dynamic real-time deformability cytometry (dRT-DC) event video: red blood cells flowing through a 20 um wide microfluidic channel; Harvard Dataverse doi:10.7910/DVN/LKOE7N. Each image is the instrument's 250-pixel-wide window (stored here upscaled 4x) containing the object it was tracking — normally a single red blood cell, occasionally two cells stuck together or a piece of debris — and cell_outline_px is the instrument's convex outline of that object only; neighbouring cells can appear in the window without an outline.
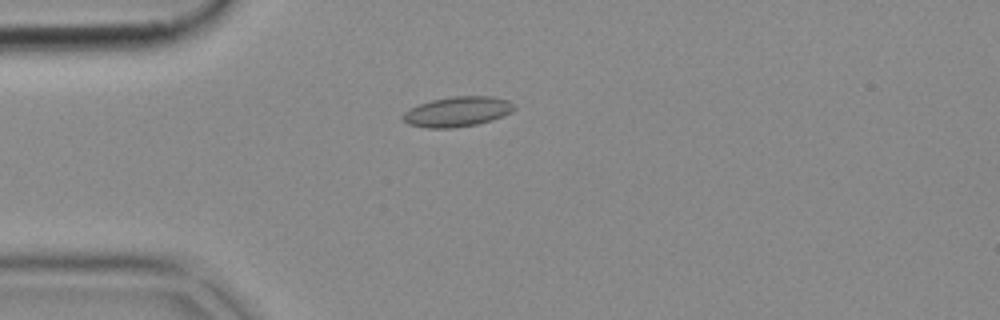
{"species": "common noctule bat (a hibernating species)", "species_latin": "Nyctalus noctula", "temperature_condition": "cold", "stored_images_in_passage": 53, "camera_frame_rate_fps": 3000, "um_per_image_px": 0.085, "animal": {"sex": "female", "body_mass_g": 18.4}, "frame": {"image": 1, "passage_image": 14, "time_ms": 4.333, "image_size_px": [1000, 320], "cell_outline_px": [[516, 108], [512, 112], [492, 120], [476, 124], [452, 128], [424, 128], [408, 124], [400, 116], [404, 112], [420, 104], [432, 100], [452, 96], [492, 96], [508, 100]], "centroid_in_image_um": [38.87, 9.49], "position_along_channel_um": 46.1, "area_um2": 19.42}}
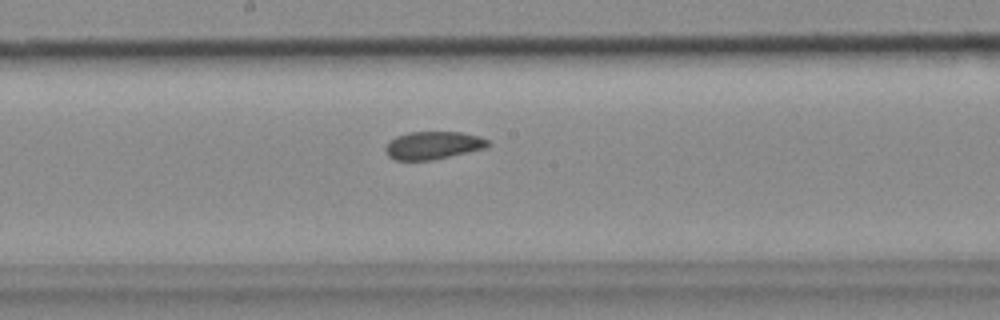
{"frame": {"image": 2, "passage_image": 28, "time_ms": 9.0, "image_size_px": [1000, 320], "cell_outline_px": [[492, 144], [484, 148], [432, 160], [396, 160], [388, 156], [384, 148], [388, 140], [396, 136], [408, 132], [460, 132], [480, 136], [488, 140]], "centroid_in_image_um": [36.78, 12.34], "position_along_channel_um": 211.4, "area_um2": 16.65}}
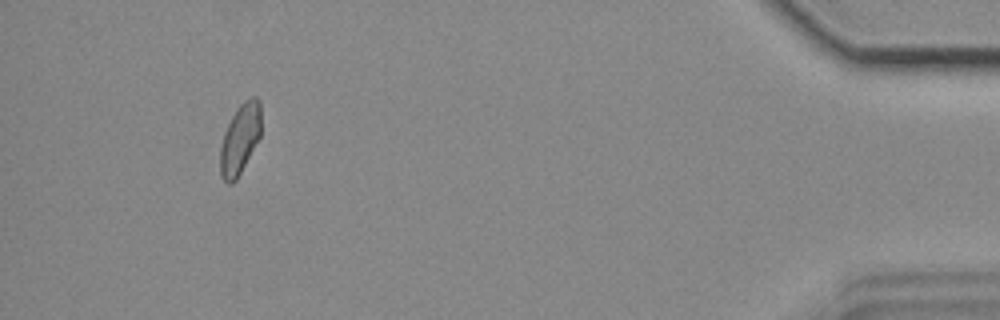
{"frame": {"image": 3, "passage_image": 49, "time_ms": 16.0, "image_size_px": [1000, 320], "cell_outline_px": [[260, 136], [236, 180], [232, 184], [228, 184], [220, 176], [220, 148], [224, 132], [236, 108], [244, 100], [252, 96], [256, 96], [260, 100]], "centroid_in_image_um": [20.39, 11.8], "position_along_channel_um": 414.8, "area_um2": 16.65}}